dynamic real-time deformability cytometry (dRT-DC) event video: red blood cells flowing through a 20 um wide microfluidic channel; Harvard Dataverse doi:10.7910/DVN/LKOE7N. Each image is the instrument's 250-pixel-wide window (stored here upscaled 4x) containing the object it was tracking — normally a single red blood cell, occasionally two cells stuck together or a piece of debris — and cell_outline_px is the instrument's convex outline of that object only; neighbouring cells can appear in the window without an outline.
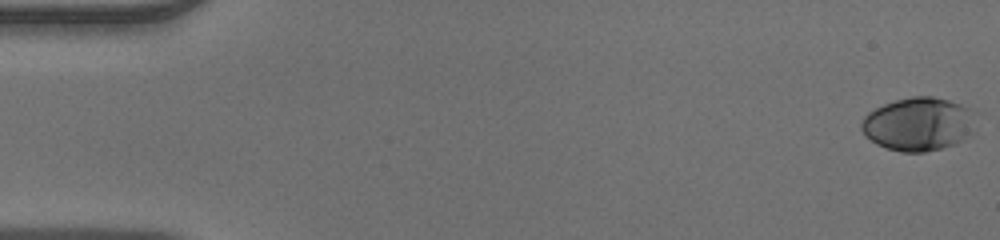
{"species": "human", "species_latin": "Homo sapiens", "temperature_condition": "warm", "stored_images_in_passage": 14, "camera_frame_rate_fps": 3000, "um_per_image_px": 0.085, "donor": {"sex": "male"}, "frame": {"image": 1, "passage_image": 1, "time_ms": 0.0, "image_size_px": [1000, 240], "cell_outline_px": [[972, 132], [956, 144], [924, 152], [900, 152], [876, 144], [864, 136], [860, 128], [860, 124], [864, 116], [868, 112], [884, 104], [896, 100], [912, 96], [932, 96], [948, 100], [960, 104], [968, 108]], "centroid_in_image_um": [77.96, 10.55], "position_along_channel_um": 7.0, "area_um2": 35.08}}